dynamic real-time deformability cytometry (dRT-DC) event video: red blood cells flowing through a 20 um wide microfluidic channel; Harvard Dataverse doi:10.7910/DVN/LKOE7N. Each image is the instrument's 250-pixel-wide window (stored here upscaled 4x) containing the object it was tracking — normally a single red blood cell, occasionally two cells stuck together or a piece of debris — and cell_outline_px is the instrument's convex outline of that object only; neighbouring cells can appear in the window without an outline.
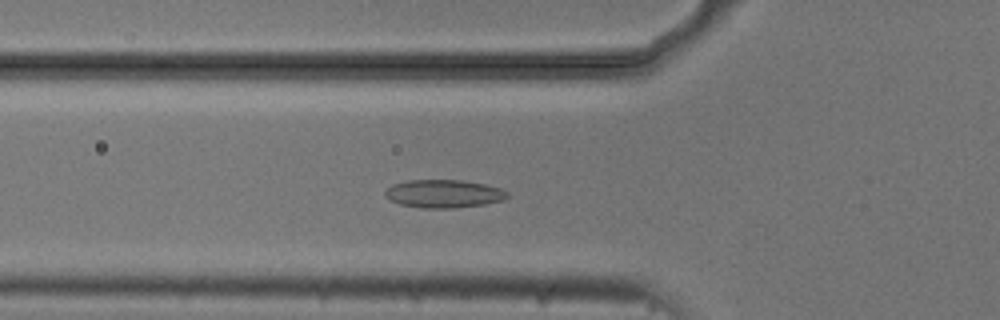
{"species": "common noctule bat (a hibernating species)", "species_latin": "Nyctalus noctula", "temperature_condition": "cold", "stored_images_in_passage": 54, "camera_frame_rate_fps": 3000, "um_per_image_px": 0.085, "animal": {"sex": "male", "body_mass_g": 20.5, "forearm_length_mm": 52.5}, "frame": {"image": 1, "passage_image": 19, "time_ms": 6.0, "image_size_px": [1000, 320], "cell_outline_px": [[512, 196], [504, 200], [484, 204], [452, 208], [424, 208], [400, 204], [384, 196], [384, 192], [392, 184], [408, 180], [464, 180], [484, 184], [500, 188], [508, 192]], "centroid_in_image_um": [37.75, 16.46], "position_along_channel_um": 88.1, "area_um2": 20.06}}
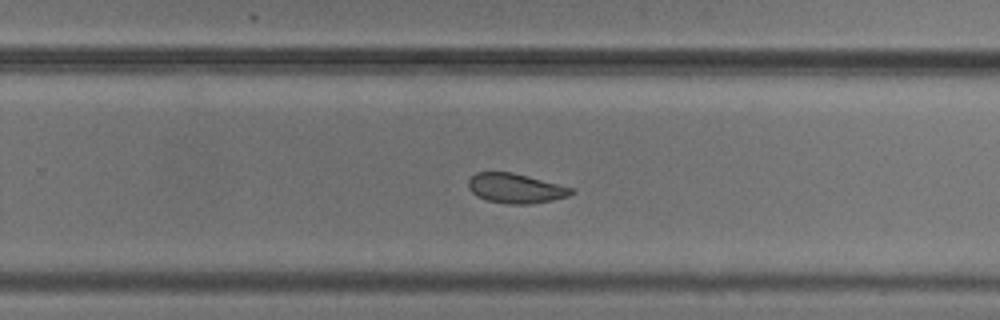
{"frame": {"image": 2, "passage_image": 35, "time_ms": 11.333, "image_size_px": [1000, 320], "cell_outline_px": [[576, 192], [568, 196], [552, 200], [528, 204], [508, 204], [488, 200], [476, 196], [468, 188], [468, 180], [476, 172], [512, 172], [528, 176], [572, 188]], "centroid_in_image_um": [43.8, 16.0], "position_along_channel_um": 286.0, "area_um2": 17.69}}
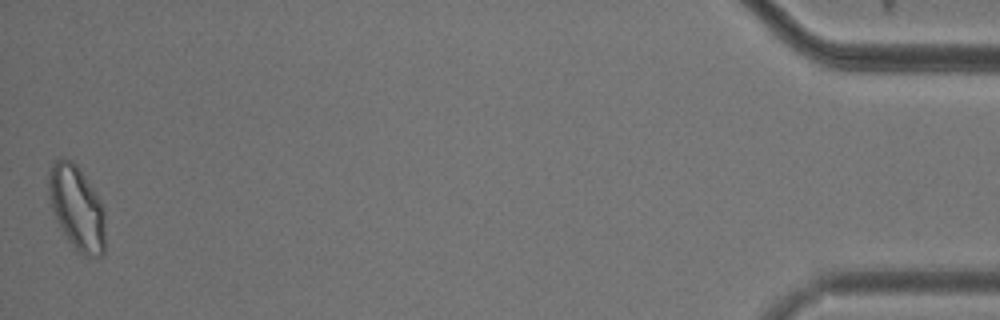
{"frame": {"image": 3, "passage_image": 54, "time_ms": 17.667, "image_size_px": [1000, 320], "cell_outline_px": [[104, 256], [84, 256], [76, 252], [68, 240], [52, 208], [48, 188], [48, 172], [56, 156], [72, 160], [76, 164], [100, 200], [104, 208]], "centroid_in_image_um": [6.53, 17.65], "position_along_channel_um": 428.7, "area_um2": 27.63}, "authors_computed_cell_mechanics": {"area_um2": 20.3167, "velocity_mm_per_s": 3.7023, "shape_relaxation_time_tau1_ms": null, "shape_relaxation_time_tau2_ms": 2.4848, "deformation_change_tau1": null, "deformation_change_tau2": 0.0782}}